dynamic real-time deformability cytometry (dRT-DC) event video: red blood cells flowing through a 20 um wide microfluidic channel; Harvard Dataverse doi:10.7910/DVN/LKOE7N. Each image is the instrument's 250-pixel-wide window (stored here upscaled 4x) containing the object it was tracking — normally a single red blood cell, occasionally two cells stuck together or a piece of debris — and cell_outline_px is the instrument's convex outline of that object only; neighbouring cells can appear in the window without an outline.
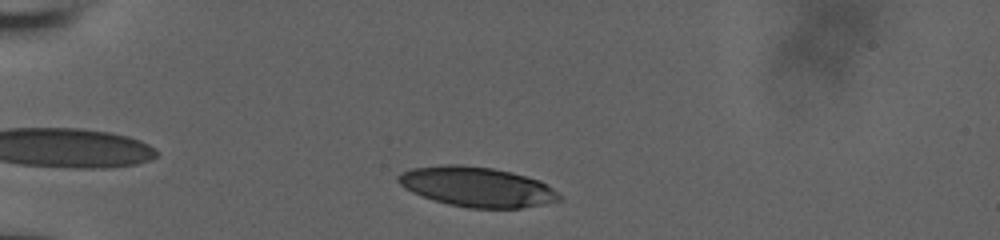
{"species": "human", "species_latin": "Homo sapiens", "temperature_condition": "room temperature", "stored_images_in_passage": 35, "camera_frame_rate_fps": 3000, "um_per_image_px": 0.085, "donor": {"sex": "male"}, "frame": {"image": 1, "passage_image": 3, "time_ms": 0.667, "image_size_px": [1000, 240], "cell_outline_px": [[564, 200], [520, 208], [468, 208], [448, 204], [432, 200], [412, 192], [404, 188], [396, 180], [396, 176], [400, 172], [412, 168], [444, 164], [460, 164], [492, 168], [512, 172], [540, 180], [564, 196]], "centroid_in_image_um": [40.54, 15.88], "position_along_channel_um": 44.5, "area_um2": 37.8}}
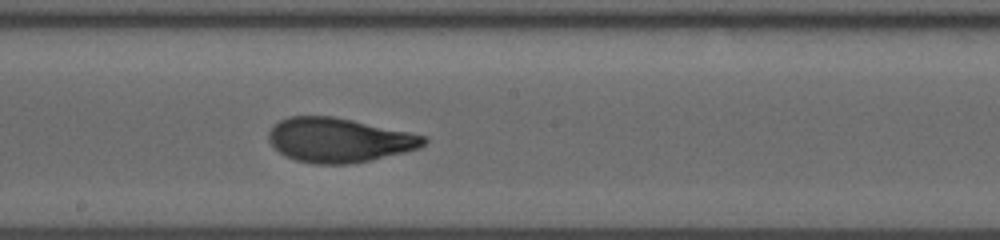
{"frame": {"image": 2, "passage_image": 20, "time_ms": 6.333, "image_size_px": [1000, 240], "cell_outline_px": [[428, 140], [420, 148], [372, 160], [348, 164], [316, 164], [296, 160], [284, 156], [268, 140], [268, 132], [272, 124], [288, 116], [332, 116], [352, 120], [428, 136]], "centroid_in_image_um": [28.8, 11.9], "position_along_channel_um": 219.4, "area_um2": 40.17}}
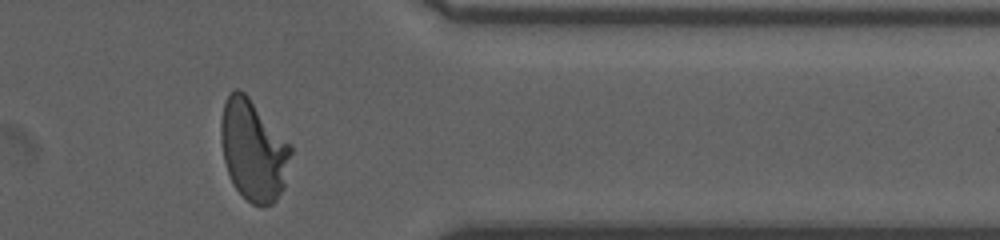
{"frame": {"image": 3, "passage_image": 34, "time_ms": 11.0, "image_size_px": [1000, 240], "cell_outline_px": [[292, 152], [284, 188], [276, 200], [272, 204], [252, 204], [232, 184], [224, 160], [220, 140], [220, 120], [224, 100], [236, 88], [244, 92], [248, 96], [292, 144]], "centroid_in_image_um": [21.54, 12.74], "position_along_channel_um": 389.9, "area_um2": 41.27}, "authors_computed_cell_mechanics": {"area_um2": 39.882, "velocity_mm_per_s": 3.8558, "shape_relaxation_time_tau1_ms": 5.7267, "shape_relaxation_time_tau2_ms": 0.8014, "deformation_change_tau1": 0.2282, "deformation_change_tau2": 0.0688}}